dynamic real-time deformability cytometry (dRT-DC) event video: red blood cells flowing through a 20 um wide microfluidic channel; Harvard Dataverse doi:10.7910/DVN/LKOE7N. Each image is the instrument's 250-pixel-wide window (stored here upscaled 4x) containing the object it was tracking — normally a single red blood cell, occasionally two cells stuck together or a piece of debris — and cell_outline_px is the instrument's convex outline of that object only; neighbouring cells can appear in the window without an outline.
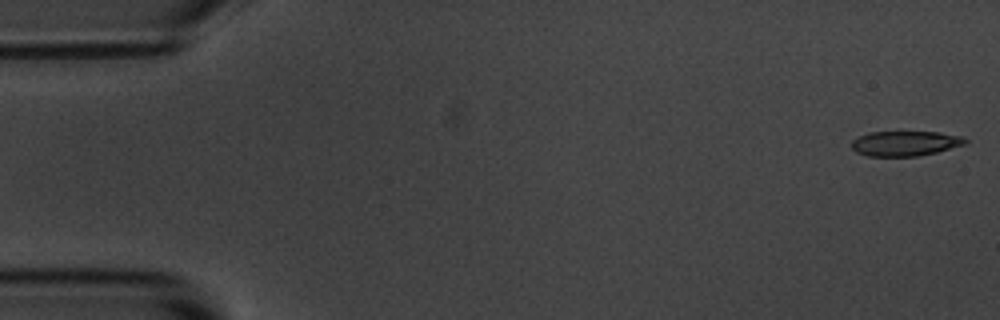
{"species": "common noctule bat (a hibernating species)", "species_latin": "Nyctalus noctula", "temperature_condition": "room temperature", "stored_images_in_passage": 55, "camera_frame_rate_fps": 3000, "um_per_image_px": 0.085, "animal": {"sex": "male", "body_mass_g": 20.1, "forearm_length_mm": 53.5}, "frame": {"image": 1, "passage_image": 1, "time_ms": 0.0, "image_size_px": [1000, 320], "cell_outline_px": [[968, 144], [920, 156], [868, 156], [856, 152], [852, 148], [852, 140], [868, 132], [940, 132], [964, 136], [968, 140]], "centroid_in_image_um": [76.99, 12.19], "position_along_channel_um": 8.0, "area_um2": 16.7}}
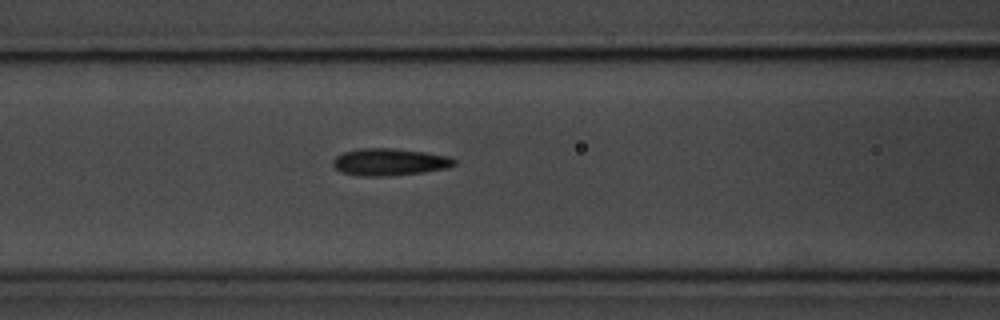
{"frame": {"image": 2, "passage_image": 22, "time_ms": 7.0, "image_size_px": [1000, 320], "cell_outline_px": [[456, 164], [448, 168], [424, 172], [384, 176], [364, 176], [340, 172], [332, 164], [332, 160], [336, 156], [344, 152], [360, 148], [392, 148], [424, 152], [448, 156], [456, 160]], "centroid_in_image_um": [33.11, 13.77], "position_along_channel_um": 133.5, "area_um2": 19.13}}
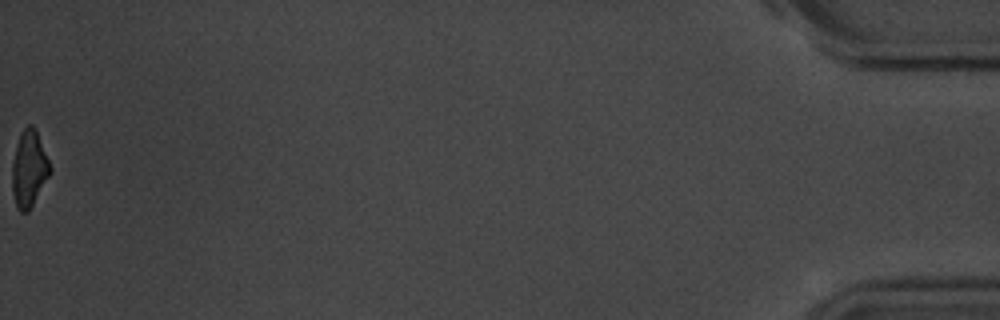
{"frame": {"image": 3, "passage_image": 55, "time_ms": 18.0, "image_size_px": [1000, 320], "cell_outline_px": [[52, 172], [28, 212], [20, 212], [16, 208], [12, 192], [12, 164], [16, 144], [20, 132], [28, 124], [32, 124], [36, 132], [52, 168]], "centroid_in_image_um": [2.46, 14.38], "position_along_channel_um": 432.7, "area_um2": 16.94}, "authors_computed_cell_mechanics": {"area_um2": 18.1492, "velocity_mm_per_s": 3.6538, "shape_relaxation_time_tau1_ms": 3.3793, "shape_relaxation_time_tau2_ms": 4.078, "deformation_change_tau1": 0.1159, "deformation_change_tau2": 0.1247}}